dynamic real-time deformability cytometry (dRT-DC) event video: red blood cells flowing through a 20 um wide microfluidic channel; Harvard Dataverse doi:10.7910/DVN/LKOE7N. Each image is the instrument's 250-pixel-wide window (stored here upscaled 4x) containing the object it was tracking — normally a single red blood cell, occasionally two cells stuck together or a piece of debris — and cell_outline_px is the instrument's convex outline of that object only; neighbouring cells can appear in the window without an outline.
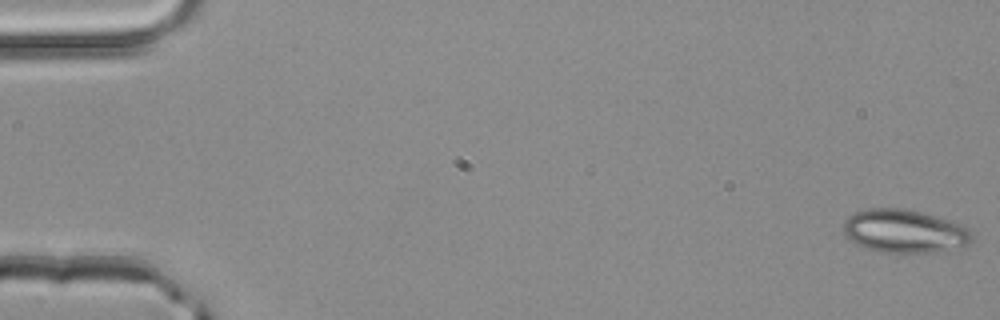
{"species": "common noctule bat (a hibernating species)", "species_latin": "Nyctalus noctula", "temperature_condition": "room temperature", "stored_images_in_passage": 4, "camera_frame_rate_fps": 3000, "um_per_image_px": 0.085, "animal": {"sex": "male", "body_mass_g": 20.4}, "frame": {"image": 1, "passage_image": 1, "time_ms": 0.0, "image_size_px": [1000, 320], "cell_outline_px": [[972, 244], [936, 252], [876, 252], [864, 248], [856, 244], [844, 232], [844, 220], [848, 216], [856, 212], [872, 208], [904, 208], [920, 212], [948, 220], [960, 224], [968, 228], [972, 236]], "centroid_in_image_um": [76.88, 19.66], "position_along_channel_um": 8.1, "area_um2": 32.25}}